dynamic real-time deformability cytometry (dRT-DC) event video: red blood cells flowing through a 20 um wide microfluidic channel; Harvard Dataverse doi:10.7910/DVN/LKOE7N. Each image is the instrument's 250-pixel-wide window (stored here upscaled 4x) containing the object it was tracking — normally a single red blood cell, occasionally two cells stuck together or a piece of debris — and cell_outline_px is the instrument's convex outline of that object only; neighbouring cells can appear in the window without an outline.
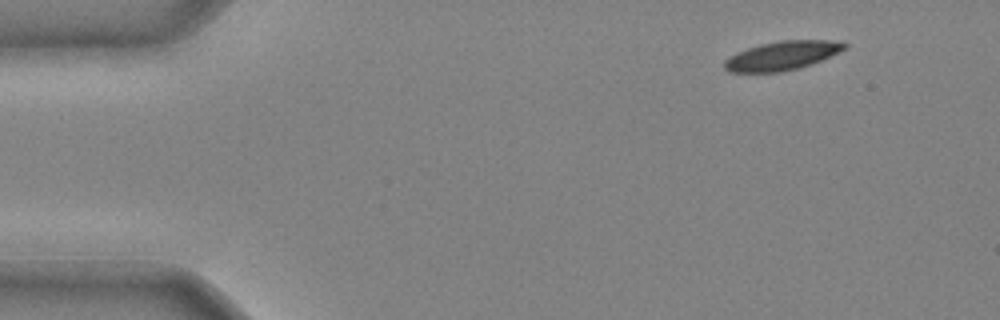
{"species": "common noctule bat (a hibernating species)", "species_latin": "Nyctalus noctula", "temperature_condition": "cold", "stored_images_in_passage": 35, "camera_frame_rate_fps": 3000, "um_per_image_px": 0.085, "animal": {"sex": "male", "body_mass_g": 20.4}, "frame": {"image": 1, "passage_image": 1, "time_ms": 0.0, "image_size_px": [1000, 320], "cell_outline_px": [[848, 44], [844, 48], [812, 64], [800, 68], [780, 72], [728, 72], [724, 68], [724, 60], [748, 48], [760, 44], [780, 40], [840, 40]], "centroid_in_image_um": [66.48, 4.73], "position_along_channel_um": 18.5, "area_um2": 20.0}}
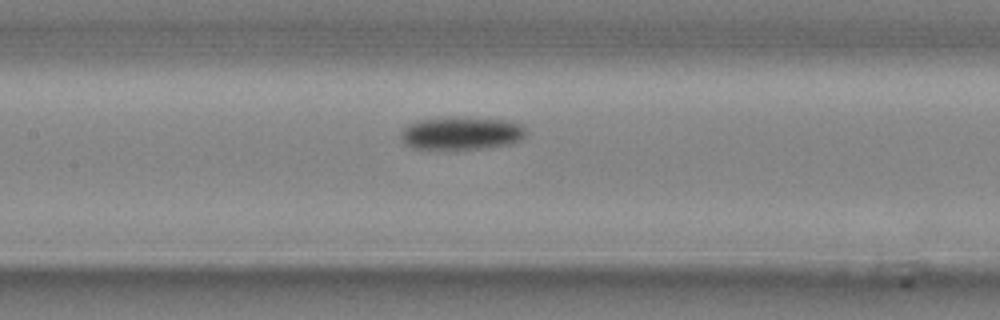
{"frame": {"image": 2, "passage_image": 17, "time_ms": 5.333, "image_size_px": [1000, 320], "cell_outline_px": [[524, 136], [520, 140], [508, 144], [480, 148], [412, 148], [404, 144], [404, 128], [408, 124], [416, 120], [448, 116], [468, 116], [512, 120], [520, 124], [524, 128]], "centroid_in_image_um": [39.25, 11.27], "position_along_channel_um": 168.2, "area_um2": 24.04}}
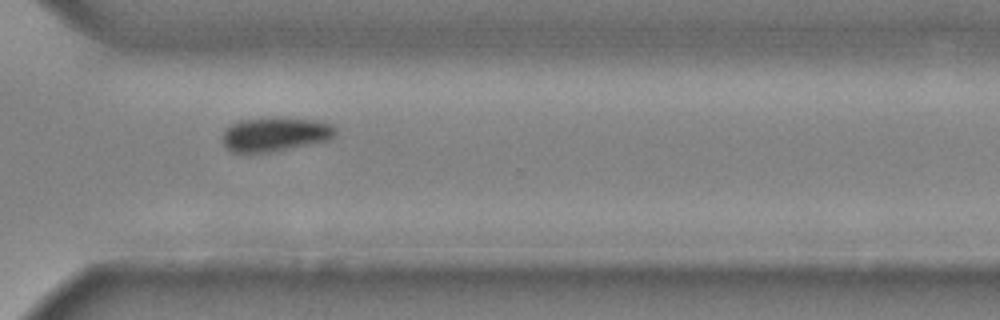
{"frame": {"image": 3, "passage_image": 29, "time_ms": 9.333, "image_size_px": [1000, 320], "cell_outline_px": [[336, 136], [332, 140], [272, 152], [232, 152], [220, 140], [224, 132], [232, 124], [240, 120], [316, 120], [332, 124], [336, 128]], "centroid_in_image_um": [23.44, 11.46], "position_along_channel_um": 347.2, "area_um2": 21.85}}